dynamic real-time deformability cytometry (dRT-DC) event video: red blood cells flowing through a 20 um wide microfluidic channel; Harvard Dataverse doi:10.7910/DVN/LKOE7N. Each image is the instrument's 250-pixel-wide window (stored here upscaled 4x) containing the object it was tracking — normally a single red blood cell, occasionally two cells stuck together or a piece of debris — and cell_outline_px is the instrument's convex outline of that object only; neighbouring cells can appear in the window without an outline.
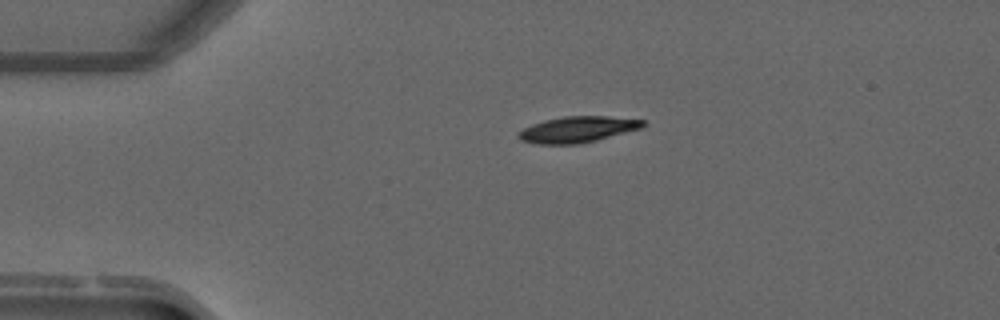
{"species": "common noctule bat (a hibernating species)", "species_latin": "Nyctalus noctula", "temperature_condition": "warm", "stored_images_in_passage": 5, "camera_frame_rate_fps": 3000, "um_per_image_px": 0.085, "animal": {"sex": "male", "forearm_length_mm": 52.5}, "frame": {"image": 1, "passage_image": 5, "time_ms": 1.333, "image_size_px": [1000, 320], "cell_outline_px": [[648, 124], [640, 128], [596, 140], [576, 144], [536, 144], [520, 140], [516, 136], [516, 132], [532, 124], [544, 120], [564, 116], [608, 116], [644, 120]], "centroid_in_image_um": [49.05, 11.0], "position_along_channel_um": 36.0, "area_um2": 18.9}}